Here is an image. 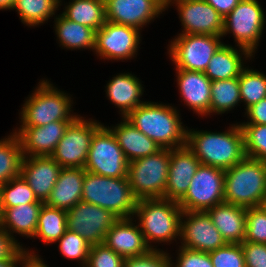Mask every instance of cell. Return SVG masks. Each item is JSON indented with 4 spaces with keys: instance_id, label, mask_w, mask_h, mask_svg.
I'll return each instance as SVG.
<instances>
[{
    "instance_id": "cell-34",
    "label": "cell",
    "mask_w": 266,
    "mask_h": 267,
    "mask_svg": "<svg viewBox=\"0 0 266 267\" xmlns=\"http://www.w3.org/2000/svg\"><path fill=\"white\" fill-rule=\"evenodd\" d=\"M61 0H15L12 9H16L22 23L37 26L55 15Z\"/></svg>"
},
{
    "instance_id": "cell-18",
    "label": "cell",
    "mask_w": 266,
    "mask_h": 267,
    "mask_svg": "<svg viewBox=\"0 0 266 267\" xmlns=\"http://www.w3.org/2000/svg\"><path fill=\"white\" fill-rule=\"evenodd\" d=\"M73 121H55L43 126H20L17 134L23 156H51Z\"/></svg>"
},
{
    "instance_id": "cell-8",
    "label": "cell",
    "mask_w": 266,
    "mask_h": 267,
    "mask_svg": "<svg viewBox=\"0 0 266 267\" xmlns=\"http://www.w3.org/2000/svg\"><path fill=\"white\" fill-rule=\"evenodd\" d=\"M84 169L105 177H128V160L109 127L102 125L94 133Z\"/></svg>"
},
{
    "instance_id": "cell-4",
    "label": "cell",
    "mask_w": 266,
    "mask_h": 267,
    "mask_svg": "<svg viewBox=\"0 0 266 267\" xmlns=\"http://www.w3.org/2000/svg\"><path fill=\"white\" fill-rule=\"evenodd\" d=\"M182 209L178 201L153 198L139 199L134 211L139 219V228L149 243L171 242L180 236Z\"/></svg>"
},
{
    "instance_id": "cell-3",
    "label": "cell",
    "mask_w": 266,
    "mask_h": 267,
    "mask_svg": "<svg viewBox=\"0 0 266 267\" xmlns=\"http://www.w3.org/2000/svg\"><path fill=\"white\" fill-rule=\"evenodd\" d=\"M266 195V162L245 157L225 170V203L243 208L261 206Z\"/></svg>"
},
{
    "instance_id": "cell-26",
    "label": "cell",
    "mask_w": 266,
    "mask_h": 267,
    "mask_svg": "<svg viewBox=\"0 0 266 267\" xmlns=\"http://www.w3.org/2000/svg\"><path fill=\"white\" fill-rule=\"evenodd\" d=\"M106 87L108 99L120 108L123 118L136 107L145 103L139 99L143 94L144 87L139 79L130 73L116 75L107 83Z\"/></svg>"
},
{
    "instance_id": "cell-1",
    "label": "cell",
    "mask_w": 266,
    "mask_h": 267,
    "mask_svg": "<svg viewBox=\"0 0 266 267\" xmlns=\"http://www.w3.org/2000/svg\"><path fill=\"white\" fill-rule=\"evenodd\" d=\"M186 145L201 164L223 170L230 169L246 157L240 124L222 133L187 128Z\"/></svg>"
},
{
    "instance_id": "cell-21",
    "label": "cell",
    "mask_w": 266,
    "mask_h": 267,
    "mask_svg": "<svg viewBox=\"0 0 266 267\" xmlns=\"http://www.w3.org/2000/svg\"><path fill=\"white\" fill-rule=\"evenodd\" d=\"M132 218H118L106 233L104 244L124 259L141 256L152 250L139 225Z\"/></svg>"
},
{
    "instance_id": "cell-7",
    "label": "cell",
    "mask_w": 266,
    "mask_h": 267,
    "mask_svg": "<svg viewBox=\"0 0 266 267\" xmlns=\"http://www.w3.org/2000/svg\"><path fill=\"white\" fill-rule=\"evenodd\" d=\"M170 164V149L128 162V180L139 199L164 198Z\"/></svg>"
},
{
    "instance_id": "cell-10",
    "label": "cell",
    "mask_w": 266,
    "mask_h": 267,
    "mask_svg": "<svg viewBox=\"0 0 266 267\" xmlns=\"http://www.w3.org/2000/svg\"><path fill=\"white\" fill-rule=\"evenodd\" d=\"M265 18L257 0H240L223 18L222 37L227 33H233L237 46L248 50L253 55L262 36Z\"/></svg>"
},
{
    "instance_id": "cell-44",
    "label": "cell",
    "mask_w": 266,
    "mask_h": 267,
    "mask_svg": "<svg viewBox=\"0 0 266 267\" xmlns=\"http://www.w3.org/2000/svg\"><path fill=\"white\" fill-rule=\"evenodd\" d=\"M246 267H266V244L242 242Z\"/></svg>"
},
{
    "instance_id": "cell-12",
    "label": "cell",
    "mask_w": 266,
    "mask_h": 267,
    "mask_svg": "<svg viewBox=\"0 0 266 267\" xmlns=\"http://www.w3.org/2000/svg\"><path fill=\"white\" fill-rule=\"evenodd\" d=\"M222 36L179 34L171 41L169 55L176 69L204 72L210 59L223 44Z\"/></svg>"
},
{
    "instance_id": "cell-49",
    "label": "cell",
    "mask_w": 266,
    "mask_h": 267,
    "mask_svg": "<svg viewBox=\"0 0 266 267\" xmlns=\"http://www.w3.org/2000/svg\"><path fill=\"white\" fill-rule=\"evenodd\" d=\"M25 252L24 248H20L12 257L9 259L0 260V267H17L21 262V256Z\"/></svg>"
},
{
    "instance_id": "cell-41",
    "label": "cell",
    "mask_w": 266,
    "mask_h": 267,
    "mask_svg": "<svg viewBox=\"0 0 266 267\" xmlns=\"http://www.w3.org/2000/svg\"><path fill=\"white\" fill-rule=\"evenodd\" d=\"M124 261L123 257L115 253L104 243L93 244L90 247L85 267H124Z\"/></svg>"
},
{
    "instance_id": "cell-42",
    "label": "cell",
    "mask_w": 266,
    "mask_h": 267,
    "mask_svg": "<svg viewBox=\"0 0 266 267\" xmlns=\"http://www.w3.org/2000/svg\"><path fill=\"white\" fill-rule=\"evenodd\" d=\"M170 259L163 250L152 249L147 254L125 259L124 267H172Z\"/></svg>"
},
{
    "instance_id": "cell-51",
    "label": "cell",
    "mask_w": 266,
    "mask_h": 267,
    "mask_svg": "<svg viewBox=\"0 0 266 267\" xmlns=\"http://www.w3.org/2000/svg\"><path fill=\"white\" fill-rule=\"evenodd\" d=\"M166 8L169 7L170 2L176 1V0H163Z\"/></svg>"
},
{
    "instance_id": "cell-40",
    "label": "cell",
    "mask_w": 266,
    "mask_h": 267,
    "mask_svg": "<svg viewBox=\"0 0 266 267\" xmlns=\"http://www.w3.org/2000/svg\"><path fill=\"white\" fill-rule=\"evenodd\" d=\"M213 267H246L241 244H226L209 252Z\"/></svg>"
},
{
    "instance_id": "cell-46",
    "label": "cell",
    "mask_w": 266,
    "mask_h": 267,
    "mask_svg": "<svg viewBox=\"0 0 266 267\" xmlns=\"http://www.w3.org/2000/svg\"><path fill=\"white\" fill-rule=\"evenodd\" d=\"M245 114H247L250 122H244L242 124H266V97L250 106Z\"/></svg>"
},
{
    "instance_id": "cell-6",
    "label": "cell",
    "mask_w": 266,
    "mask_h": 267,
    "mask_svg": "<svg viewBox=\"0 0 266 267\" xmlns=\"http://www.w3.org/2000/svg\"><path fill=\"white\" fill-rule=\"evenodd\" d=\"M71 97L43 80L21 108V126H43L55 121H74Z\"/></svg>"
},
{
    "instance_id": "cell-38",
    "label": "cell",
    "mask_w": 266,
    "mask_h": 267,
    "mask_svg": "<svg viewBox=\"0 0 266 267\" xmlns=\"http://www.w3.org/2000/svg\"><path fill=\"white\" fill-rule=\"evenodd\" d=\"M58 242L63 256L67 259L78 260L81 266H86L91 245L81 235L67 230Z\"/></svg>"
},
{
    "instance_id": "cell-52",
    "label": "cell",
    "mask_w": 266,
    "mask_h": 267,
    "mask_svg": "<svg viewBox=\"0 0 266 267\" xmlns=\"http://www.w3.org/2000/svg\"><path fill=\"white\" fill-rule=\"evenodd\" d=\"M261 207H263L266 210V195H265V197L263 199Z\"/></svg>"
},
{
    "instance_id": "cell-17",
    "label": "cell",
    "mask_w": 266,
    "mask_h": 267,
    "mask_svg": "<svg viewBox=\"0 0 266 267\" xmlns=\"http://www.w3.org/2000/svg\"><path fill=\"white\" fill-rule=\"evenodd\" d=\"M106 21L141 29L166 10L163 0H104Z\"/></svg>"
},
{
    "instance_id": "cell-9",
    "label": "cell",
    "mask_w": 266,
    "mask_h": 267,
    "mask_svg": "<svg viewBox=\"0 0 266 267\" xmlns=\"http://www.w3.org/2000/svg\"><path fill=\"white\" fill-rule=\"evenodd\" d=\"M225 170L200 164L186 194L178 201L182 211L206 212L225 202Z\"/></svg>"
},
{
    "instance_id": "cell-31",
    "label": "cell",
    "mask_w": 266,
    "mask_h": 267,
    "mask_svg": "<svg viewBox=\"0 0 266 267\" xmlns=\"http://www.w3.org/2000/svg\"><path fill=\"white\" fill-rule=\"evenodd\" d=\"M67 231V212L63 209L42 205L34 237L41 238L43 243L57 242Z\"/></svg>"
},
{
    "instance_id": "cell-20",
    "label": "cell",
    "mask_w": 266,
    "mask_h": 267,
    "mask_svg": "<svg viewBox=\"0 0 266 267\" xmlns=\"http://www.w3.org/2000/svg\"><path fill=\"white\" fill-rule=\"evenodd\" d=\"M200 164L199 159L187 145L170 149L165 199L179 201L188 191L192 178Z\"/></svg>"
},
{
    "instance_id": "cell-22",
    "label": "cell",
    "mask_w": 266,
    "mask_h": 267,
    "mask_svg": "<svg viewBox=\"0 0 266 267\" xmlns=\"http://www.w3.org/2000/svg\"><path fill=\"white\" fill-rule=\"evenodd\" d=\"M176 73L180 96L185 104L202 116L210 115L212 81L201 71L176 69Z\"/></svg>"
},
{
    "instance_id": "cell-23",
    "label": "cell",
    "mask_w": 266,
    "mask_h": 267,
    "mask_svg": "<svg viewBox=\"0 0 266 267\" xmlns=\"http://www.w3.org/2000/svg\"><path fill=\"white\" fill-rule=\"evenodd\" d=\"M227 244H241L246 235L247 209L221 203L206 211Z\"/></svg>"
},
{
    "instance_id": "cell-5",
    "label": "cell",
    "mask_w": 266,
    "mask_h": 267,
    "mask_svg": "<svg viewBox=\"0 0 266 267\" xmlns=\"http://www.w3.org/2000/svg\"><path fill=\"white\" fill-rule=\"evenodd\" d=\"M82 201L107 209L118 218H134L138 199L132 192L128 177H105L86 171Z\"/></svg>"
},
{
    "instance_id": "cell-2",
    "label": "cell",
    "mask_w": 266,
    "mask_h": 267,
    "mask_svg": "<svg viewBox=\"0 0 266 267\" xmlns=\"http://www.w3.org/2000/svg\"><path fill=\"white\" fill-rule=\"evenodd\" d=\"M179 115L172 106L145 102L132 110L125 119L161 148L176 149L187 143V130Z\"/></svg>"
},
{
    "instance_id": "cell-11",
    "label": "cell",
    "mask_w": 266,
    "mask_h": 267,
    "mask_svg": "<svg viewBox=\"0 0 266 267\" xmlns=\"http://www.w3.org/2000/svg\"><path fill=\"white\" fill-rule=\"evenodd\" d=\"M101 126L96 120L88 121L78 116L66 128L51 157L62 168H84L94 133Z\"/></svg>"
},
{
    "instance_id": "cell-15",
    "label": "cell",
    "mask_w": 266,
    "mask_h": 267,
    "mask_svg": "<svg viewBox=\"0 0 266 267\" xmlns=\"http://www.w3.org/2000/svg\"><path fill=\"white\" fill-rule=\"evenodd\" d=\"M185 217V220H182ZM181 247L201 252H212L227 243L214 226L207 212L183 211L181 216Z\"/></svg>"
},
{
    "instance_id": "cell-39",
    "label": "cell",
    "mask_w": 266,
    "mask_h": 267,
    "mask_svg": "<svg viewBox=\"0 0 266 267\" xmlns=\"http://www.w3.org/2000/svg\"><path fill=\"white\" fill-rule=\"evenodd\" d=\"M244 242L266 244V210L263 207L247 208Z\"/></svg>"
},
{
    "instance_id": "cell-35",
    "label": "cell",
    "mask_w": 266,
    "mask_h": 267,
    "mask_svg": "<svg viewBox=\"0 0 266 267\" xmlns=\"http://www.w3.org/2000/svg\"><path fill=\"white\" fill-rule=\"evenodd\" d=\"M28 203H44L39 201L34 192L19 175L0 186V208H12L14 206Z\"/></svg>"
},
{
    "instance_id": "cell-29",
    "label": "cell",
    "mask_w": 266,
    "mask_h": 267,
    "mask_svg": "<svg viewBox=\"0 0 266 267\" xmlns=\"http://www.w3.org/2000/svg\"><path fill=\"white\" fill-rule=\"evenodd\" d=\"M55 31L61 45L67 49H95L96 30L73 22L62 14L55 19Z\"/></svg>"
},
{
    "instance_id": "cell-16",
    "label": "cell",
    "mask_w": 266,
    "mask_h": 267,
    "mask_svg": "<svg viewBox=\"0 0 266 267\" xmlns=\"http://www.w3.org/2000/svg\"><path fill=\"white\" fill-rule=\"evenodd\" d=\"M179 18L183 25L181 34L222 36L223 17L205 0H176Z\"/></svg>"
},
{
    "instance_id": "cell-45",
    "label": "cell",
    "mask_w": 266,
    "mask_h": 267,
    "mask_svg": "<svg viewBox=\"0 0 266 267\" xmlns=\"http://www.w3.org/2000/svg\"><path fill=\"white\" fill-rule=\"evenodd\" d=\"M17 242L0 226V260L9 259L22 247Z\"/></svg>"
},
{
    "instance_id": "cell-47",
    "label": "cell",
    "mask_w": 266,
    "mask_h": 267,
    "mask_svg": "<svg viewBox=\"0 0 266 267\" xmlns=\"http://www.w3.org/2000/svg\"><path fill=\"white\" fill-rule=\"evenodd\" d=\"M209 3L223 18L226 17L240 0H205Z\"/></svg>"
},
{
    "instance_id": "cell-48",
    "label": "cell",
    "mask_w": 266,
    "mask_h": 267,
    "mask_svg": "<svg viewBox=\"0 0 266 267\" xmlns=\"http://www.w3.org/2000/svg\"><path fill=\"white\" fill-rule=\"evenodd\" d=\"M22 267H48L34 252L25 251L21 256Z\"/></svg>"
},
{
    "instance_id": "cell-32",
    "label": "cell",
    "mask_w": 266,
    "mask_h": 267,
    "mask_svg": "<svg viewBox=\"0 0 266 267\" xmlns=\"http://www.w3.org/2000/svg\"><path fill=\"white\" fill-rule=\"evenodd\" d=\"M9 136L0 140V186L21 175L22 147L15 132Z\"/></svg>"
},
{
    "instance_id": "cell-43",
    "label": "cell",
    "mask_w": 266,
    "mask_h": 267,
    "mask_svg": "<svg viewBox=\"0 0 266 267\" xmlns=\"http://www.w3.org/2000/svg\"><path fill=\"white\" fill-rule=\"evenodd\" d=\"M177 264L171 263L172 267H213L209 253L192 250L180 246Z\"/></svg>"
},
{
    "instance_id": "cell-24",
    "label": "cell",
    "mask_w": 266,
    "mask_h": 267,
    "mask_svg": "<svg viewBox=\"0 0 266 267\" xmlns=\"http://www.w3.org/2000/svg\"><path fill=\"white\" fill-rule=\"evenodd\" d=\"M84 168H62L45 204L68 211L82 201Z\"/></svg>"
},
{
    "instance_id": "cell-36",
    "label": "cell",
    "mask_w": 266,
    "mask_h": 267,
    "mask_svg": "<svg viewBox=\"0 0 266 267\" xmlns=\"http://www.w3.org/2000/svg\"><path fill=\"white\" fill-rule=\"evenodd\" d=\"M239 85L241 102L246 105L245 110L266 97V75L259 71L245 67L240 73Z\"/></svg>"
},
{
    "instance_id": "cell-13",
    "label": "cell",
    "mask_w": 266,
    "mask_h": 267,
    "mask_svg": "<svg viewBox=\"0 0 266 267\" xmlns=\"http://www.w3.org/2000/svg\"><path fill=\"white\" fill-rule=\"evenodd\" d=\"M66 212L67 230L78 233L90 245L103 243L106 233L118 219L111 211L84 201Z\"/></svg>"
},
{
    "instance_id": "cell-37",
    "label": "cell",
    "mask_w": 266,
    "mask_h": 267,
    "mask_svg": "<svg viewBox=\"0 0 266 267\" xmlns=\"http://www.w3.org/2000/svg\"><path fill=\"white\" fill-rule=\"evenodd\" d=\"M246 157L266 162V124H240Z\"/></svg>"
},
{
    "instance_id": "cell-50",
    "label": "cell",
    "mask_w": 266,
    "mask_h": 267,
    "mask_svg": "<svg viewBox=\"0 0 266 267\" xmlns=\"http://www.w3.org/2000/svg\"><path fill=\"white\" fill-rule=\"evenodd\" d=\"M15 0H0V10L2 9H12Z\"/></svg>"
},
{
    "instance_id": "cell-28",
    "label": "cell",
    "mask_w": 266,
    "mask_h": 267,
    "mask_svg": "<svg viewBox=\"0 0 266 267\" xmlns=\"http://www.w3.org/2000/svg\"><path fill=\"white\" fill-rule=\"evenodd\" d=\"M43 204L44 203H28L12 208H0V226L14 240L15 238L11 235L13 233L27 236V238H34L39 212Z\"/></svg>"
},
{
    "instance_id": "cell-14",
    "label": "cell",
    "mask_w": 266,
    "mask_h": 267,
    "mask_svg": "<svg viewBox=\"0 0 266 267\" xmlns=\"http://www.w3.org/2000/svg\"><path fill=\"white\" fill-rule=\"evenodd\" d=\"M140 40L139 29L106 21L96 31L94 50L101 59L126 60L137 53Z\"/></svg>"
},
{
    "instance_id": "cell-27",
    "label": "cell",
    "mask_w": 266,
    "mask_h": 267,
    "mask_svg": "<svg viewBox=\"0 0 266 267\" xmlns=\"http://www.w3.org/2000/svg\"><path fill=\"white\" fill-rule=\"evenodd\" d=\"M238 48L240 49L237 50V48L235 49L230 45L222 44L210 59L208 66L204 71L205 75L211 81L239 77L241 71L244 69L241 54L247 59L248 57L252 58L253 55L242 47Z\"/></svg>"
},
{
    "instance_id": "cell-19",
    "label": "cell",
    "mask_w": 266,
    "mask_h": 267,
    "mask_svg": "<svg viewBox=\"0 0 266 267\" xmlns=\"http://www.w3.org/2000/svg\"><path fill=\"white\" fill-rule=\"evenodd\" d=\"M62 167L51 156H24L21 176L39 201L46 202Z\"/></svg>"
},
{
    "instance_id": "cell-33",
    "label": "cell",
    "mask_w": 266,
    "mask_h": 267,
    "mask_svg": "<svg viewBox=\"0 0 266 267\" xmlns=\"http://www.w3.org/2000/svg\"><path fill=\"white\" fill-rule=\"evenodd\" d=\"M210 113L222 114L241 101L239 77L215 80L211 84Z\"/></svg>"
},
{
    "instance_id": "cell-25",
    "label": "cell",
    "mask_w": 266,
    "mask_h": 267,
    "mask_svg": "<svg viewBox=\"0 0 266 267\" xmlns=\"http://www.w3.org/2000/svg\"><path fill=\"white\" fill-rule=\"evenodd\" d=\"M122 120L123 122L109 129L114 134L128 162L155 154L162 149L125 118Z\"/></svg>"
},
{
    "instance_id": "cell-30",
    "label": "cell",
    "mask_w": 266,
    "mask_h": 267,
    "mask_svg": "<svg viewBox=\"0 0 266 267\" xmlns=\"http://www.w3.org/2000/svg\"><path fill=\"white\" fill-rule=\"evenodd\" d=\"M62 15L97 31L106 22L105 2L104 0H73L65 6Z\"/></svg>"
}]
</instances>
